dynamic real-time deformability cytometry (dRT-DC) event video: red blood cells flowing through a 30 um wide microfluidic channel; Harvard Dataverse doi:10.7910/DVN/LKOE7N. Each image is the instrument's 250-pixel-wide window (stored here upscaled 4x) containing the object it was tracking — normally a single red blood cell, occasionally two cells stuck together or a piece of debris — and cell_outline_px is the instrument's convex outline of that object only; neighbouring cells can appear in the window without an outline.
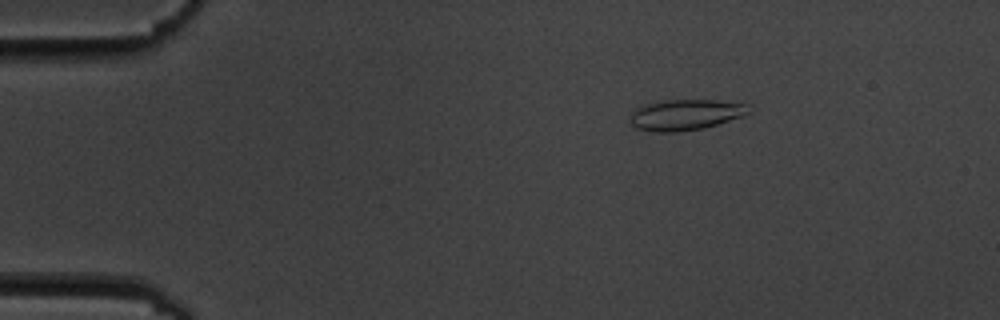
{"species": "common noctule bat (a hibernating species)", "species_latin": "Nyctalus noctula", "temperature_condition": "cold", "stored_images_in_passage": 6, "camera_frame_rate_fps": 3000, "um_per_image_px": 0.085, "animal": {"sex": "male", "body_mass_g": 19.5, "forearm_length_mm": 54.6}, "frame": {"image": 1, "passage_image": 3, "time_ms": 2.333, "image_size_px": [1000, 320], "cell_outline_px": [[748, 112], [744, 116], [704, 128], [676, 132], [652, 132], [636, 128], [632, 124], [632, 112], [640, 104], [668, 100], [744, 100], [748, 104]], "centroid_in_image_um": [58.33, 9.73], "position_along_channel_um": 26.7, "area_um2": 21.68}}